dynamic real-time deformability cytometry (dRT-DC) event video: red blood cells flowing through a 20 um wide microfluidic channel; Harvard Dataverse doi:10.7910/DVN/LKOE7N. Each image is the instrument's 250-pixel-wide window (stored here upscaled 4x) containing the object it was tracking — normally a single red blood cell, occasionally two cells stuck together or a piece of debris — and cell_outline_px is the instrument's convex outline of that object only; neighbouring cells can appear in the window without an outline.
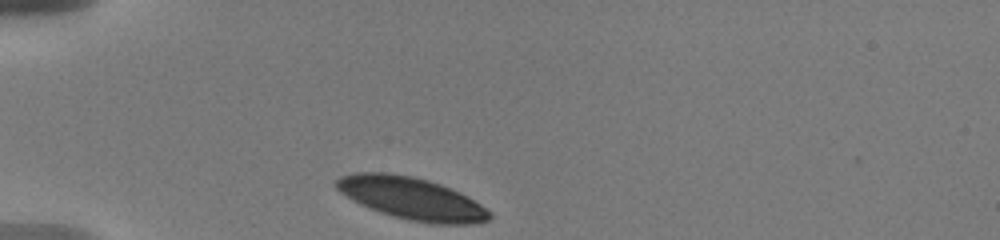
{"species": "human", "species_latin": "Homo sapiens", "temperature_condition": "warm", "stored_images_in_passage": 74, "camera_frame_rate_fps": 3000, "um_per_image_px": 0.085, "donor": {"sex": "male"}, "frame": {"image": 1, "passage_image": 1, "time_ms": 0.0, "image_size_px": [1000, 240], "cell_outline_px": [[492, 216], [488, 220], [472, 224], [436, 224], [412, 220], [380, 212], [360, 204], [352, 200], [340, 192], [336, 188], [336, 180], [340, 176], [352, 172], [388, 172], [412, 176], [428, 180], [440, 184], [480, 204]], "centroid_in_image_um": [34.92, 16.85], "position_along_channel_um": 50.1, "area_um2": 37.11}}
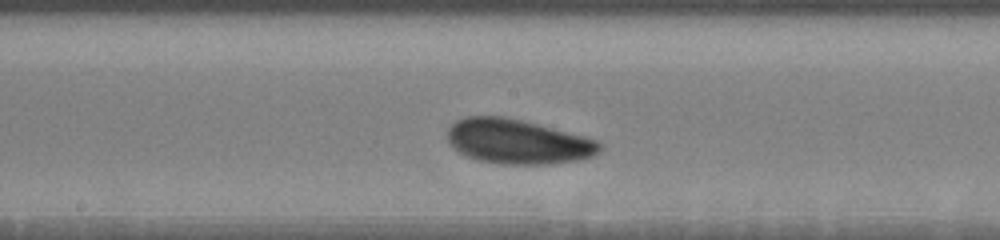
{"frame": {"image": 2, "passage_image": 30, "time_ms": 5.0, "image_size_px": [1000, 240], "cell_outline_px": [[604, 148], [600, 152], [592, 156], [580, 160], [552, 164], [500, 164], [480, 160], [468, 156], [452, 148], [448, 144], [444, 136], [448, 128], [456, 120], [464, 116], [500, 116], [520, 120], [600, 140], [604, 144]], "centroid_in_image_um": [44.01, 12.04], "position_along_channel_um": 204.2, "area_um2": 40.0}}
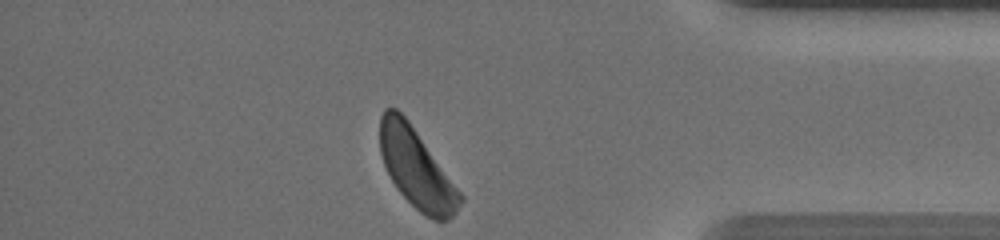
{"frame": {"image": 3, "passage_image": 74, "time_ms": 11.0, "image_size_px": [1000, 240], "cell_outline_px": [[464, 200], [456, 212], [448, 220], [432, 220], [420, 212], [396, 188], [384, 164], [380, 152], [380, 116], [384, 108], [396, 108], [408, 120], [464, 196]], "centroid_in_image_um": [35.41, 14.32], "position_along_channel_um": 399.8, "area_um2": 36.65}, "authors_computed_cell_mechanics": {"area_um2": 38.726, "velocity_mm_per_s": 3.6166, "shape_relaxation_time_tau1_ms": 2.2431, "shape_relaxation_time_tau2_ms": 11.0981, "deformation_change_tau1": 0.0866, "deformation_change_tau2": 0.2042}}